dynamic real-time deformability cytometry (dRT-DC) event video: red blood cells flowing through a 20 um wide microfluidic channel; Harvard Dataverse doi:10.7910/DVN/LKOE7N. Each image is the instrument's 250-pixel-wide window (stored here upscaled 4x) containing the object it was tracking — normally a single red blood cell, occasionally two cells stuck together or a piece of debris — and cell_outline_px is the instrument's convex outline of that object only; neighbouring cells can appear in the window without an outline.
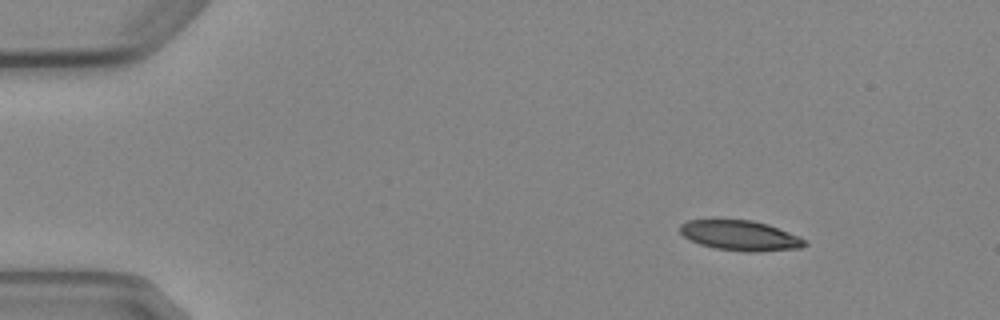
{"species": "Egyptian fruit bat (a non-hibernating species)", "species_latin": "Rousettus aegyptiacus", "temperature_condition": "cold", "stored_images_in_passage": 5, "camera_frame_rate_fps": 3000, "um_per_image_px": 0.085, "animal": {"sex": "female"}, "frame": {"image": 1, "passage_image": 1, "time_ms": 0.0, "image_size_px": [1000, 320], "cell_outline_px": [[808, 244], [800, 248], [756, 252], [744, 252], [716, 248], [700, 244], [684, 236], [680, 232], [680, 224], [688, 220], [712, 216], [752, 220], [768, 224], [800, 236], [808, 240]], "centroid_in_image_um": [62.89, 19.97], "position_along_channel_um": 22.1, "area_um2": 22.83}}
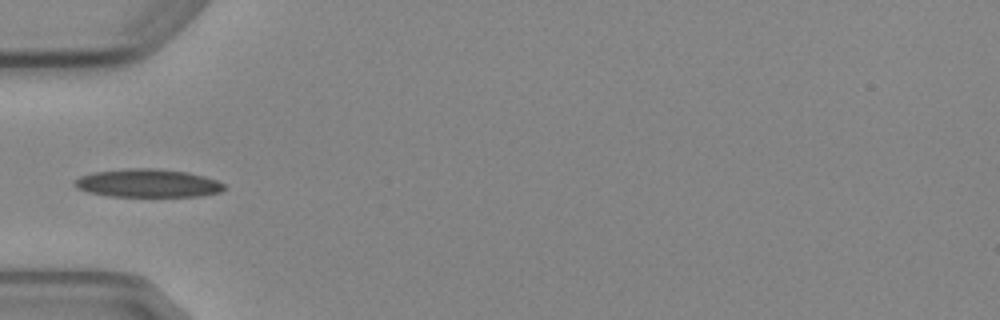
{"frame": {"image": 2, "passage_image": 4, "time_ms": 3.667, "image_size_px": [1000, 320], "cell_outline_px": [[228, 188], [220, 192], [200, 196], [108, 196], [88, 192], [76, 188], [72, 184], [80, 176], [92, 172], [128, 168], [156, 168], [188, 172], [204, 176], [216, 180], [224, 184]], "centroid_in_image_um": [12.56, 15.57], "position_along_channel_um": 72.4, "area_um2": 24.74}}
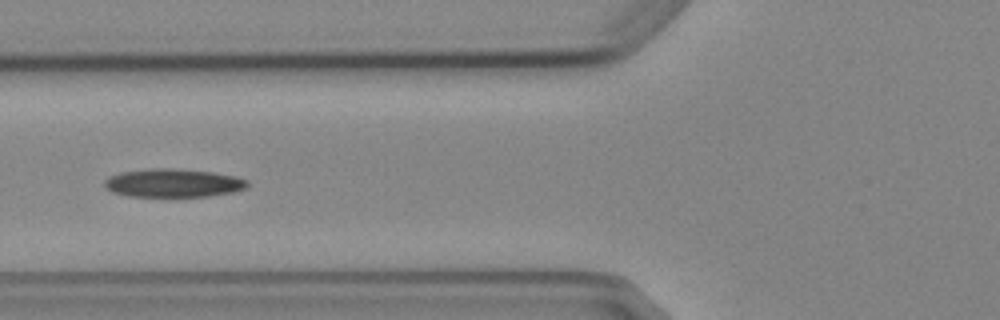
{"frame": {"image": 3, "passage_image": 5, "time_ms": 4.667, "image_size_px": [1000, 320], "cell_outline_px": [[248, 188], [232, 192], [208, 196], [128, 196], [112, 192], [104, 188], [104, 180], [108, 176], [120, 172], [152, 168], [172, 168], [212, 172], [236, 176], [248, 180]], "centroid_in_image_um": [14.7, 15.55], "position_along_channel_um": 111.1, "area_um2": 23.76}}